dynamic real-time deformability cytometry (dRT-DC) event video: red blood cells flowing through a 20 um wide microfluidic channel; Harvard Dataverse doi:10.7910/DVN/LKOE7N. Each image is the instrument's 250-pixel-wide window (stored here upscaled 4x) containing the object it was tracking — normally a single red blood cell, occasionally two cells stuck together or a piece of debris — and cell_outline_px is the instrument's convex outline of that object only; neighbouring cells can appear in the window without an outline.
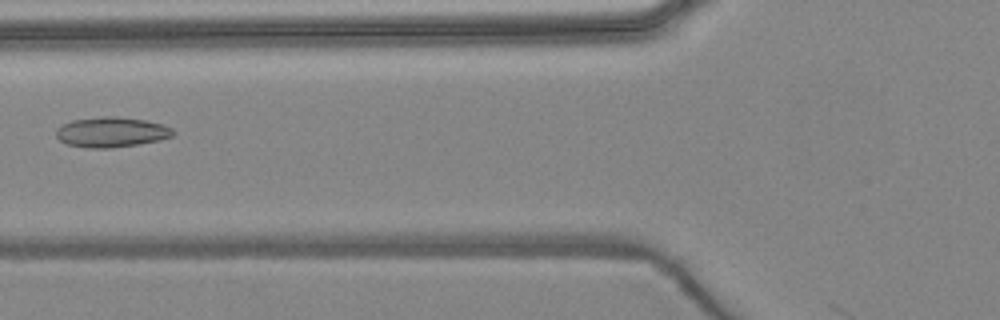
{"species": "common noctule bat (a hibernating species)", "species_latin": "Nyctalus noctula", "temperature_condition": "warm", "stored_images_in_passage": 5, "camera_frame_rate_fps": 3000, "um_per_image_px": 0.085, "animal": {"sex": "female", "body_mass_g": 24.6, "forearm_length_mm": 56.2}, "frame": {"image": 1, "passage_image": 5, "time_ms": 4.667, "image_size_px": [1000, 320], "cell_outline_px": [[176, 132], [172, 136], [160, 140], [112, 148], [84, 148], [68, 144], [60, 140], [56, 136], [56, 128], [72, 120], [104, 116], [112, 116], [144, 120], [164, 124], [172, 128]], "centroid_in_image_um": [9.48, 11.23], "position_along_channel_um": 116.3, "area_um2": 20.52}}